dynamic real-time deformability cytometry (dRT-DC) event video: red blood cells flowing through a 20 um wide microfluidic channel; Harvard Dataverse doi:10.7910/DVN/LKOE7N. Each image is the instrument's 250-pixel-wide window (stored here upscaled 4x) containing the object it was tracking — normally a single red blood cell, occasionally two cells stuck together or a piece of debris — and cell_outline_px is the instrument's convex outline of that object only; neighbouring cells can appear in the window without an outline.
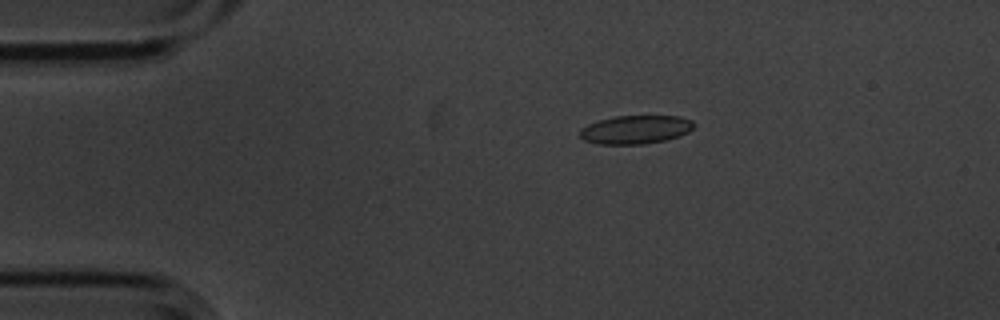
{"species": "common noctule bat (a hibernating species)", "species_latin": "Nyctalus noctula", "temperature_condition": "cold", "stored_images_in_passage": 2, "camera_frame_rate_fps": 3000, "um_per_image_px": 0.085, "animal": {"sex": "male", "body_mass_g": 20.1, "forearm_length_mm": 53.5}, "frame": {"image": 1, "passage_image": 1, "time_ms": 0.0, "image_size_px": [1000, 320], "cell_outline_px": [[696, 124], [688, 132], [680, 136], [664, 140], [644, 144], [600, 144], [584, 140], [580, 136], [580, 128], [588, 124], [600, 120], [616, 116], [680, 116], [692, 120]], "centroid_in_image_um": [54.04, 11.01], "position_along_channel_um": 31.0, "area_um2": 18.9}}